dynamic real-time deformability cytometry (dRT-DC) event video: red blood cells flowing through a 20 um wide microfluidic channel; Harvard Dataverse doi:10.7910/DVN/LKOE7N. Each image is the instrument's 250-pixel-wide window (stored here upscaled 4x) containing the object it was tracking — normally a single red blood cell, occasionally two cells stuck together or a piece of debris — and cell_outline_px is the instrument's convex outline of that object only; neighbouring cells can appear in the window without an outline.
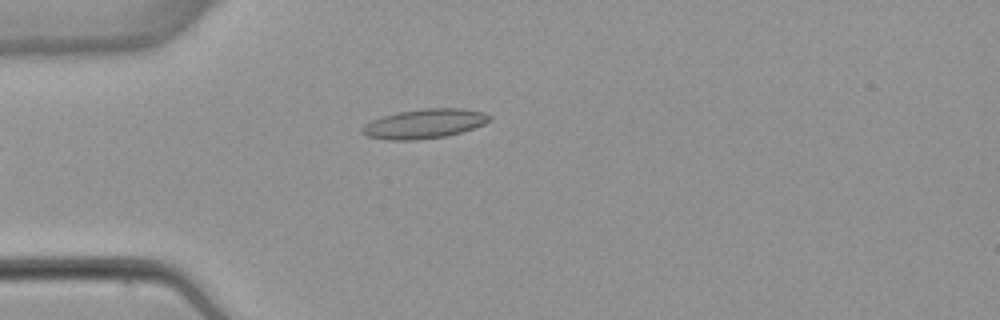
{"species": "common noctule bat (a hibernating species)", "species_latin": "Nyctalus noctula", "temperature_condition": "warm", "stored_images_in_passage": 1, "camera_frame_rate_fps": 3000, "um_per_image_px": 0.085, "animal": {"sex": "female", "body_mass_g": 22.7, "forearm_length_mm": 54.2}, "frame": {"image": 1, "passage_image": 1, "time_ms": 0.0, "image_size_px": [1000, 320], "cell_outline_px": [[492, 120], [484, 124], [448, 136], [416, 140], [388, 140], [364, 136], [360, 132], [360, 128], [364, 124], [372, 120], [384, 116], [400, 112], [424, 108], [464, 108], [484, 112], [492, 116]], "centroid_in_image_um": [36.07, 10.52], "position_along_channel_um": 48.9, "area_um2": 22.02}}